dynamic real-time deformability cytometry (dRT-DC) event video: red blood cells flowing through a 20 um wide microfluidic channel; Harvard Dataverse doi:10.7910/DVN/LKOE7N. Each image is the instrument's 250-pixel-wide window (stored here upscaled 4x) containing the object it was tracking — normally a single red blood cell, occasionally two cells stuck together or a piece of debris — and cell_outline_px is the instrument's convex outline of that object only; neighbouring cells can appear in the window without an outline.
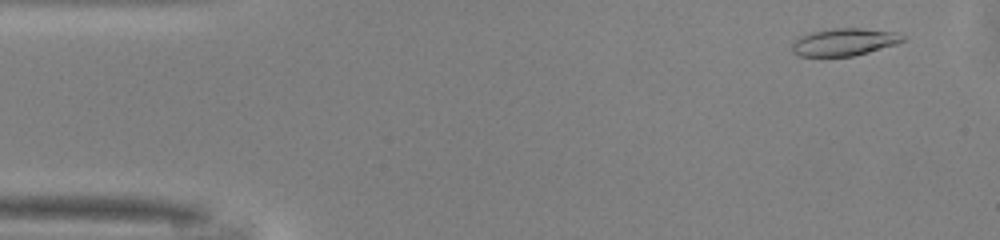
{"species": "common noctule bat (a hibernating species)", "species_latin": "Nyctalus noctula", "temperature_condition": "warm", "stored_images_in_passage": 38, "camera_frame_rate_fps": 3000, "um_per_image_px": 0.085, "animal": {"sex": "male", "body_mass_g": 13.0, "forearm_length_mm": 53.1}, "frame": {"image": 1, "passage_image": 3, "time_ms": 0.667, "image_size_px": [1000, 240], "cell_outline_px": [[904, 40], [896, 44], [868, 52], [852, 56], [800, 56], [792, 52], [792, 44], [796, 36], [812, 32], [832, 28], [860, 28], [896, 32], [904, 36]], "centroid_in_image_um": [71.71, 3.56], "position_along_channel_um": 13.3, "area_um2": 17.69}}
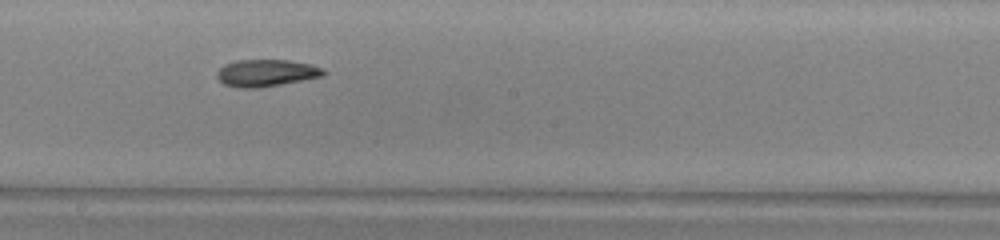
{"frame": {"image": 2, "passage_image": 26, "time_ms": 8.333, "image_size_px": [1000, 240], "cell_outline_px": [[328, 72], [324, 76], [280, 84], [256, 88], [240, 88], [224, 84], [216, 76], [216, 72], [224, 64], [236, 60], [288, 60], [312, 64], [324, 68]], "centroid_in_image_um": [22.66, 6.19], "position_along_channel_um": 225.5, "area_um2": 16.88}}
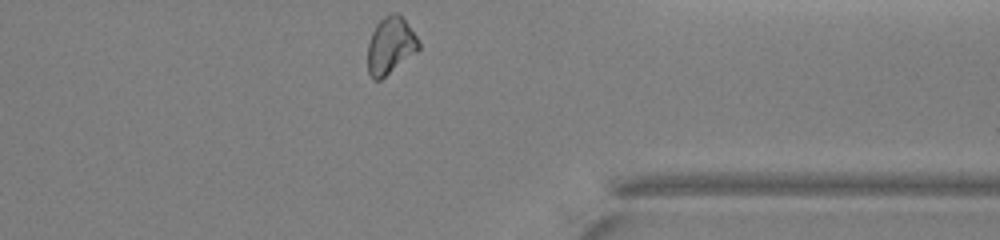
{"frame": {"image": 3, "passage_image": 38, "time_ms": 12.333, "image_size_px": [1000, 240], "cell_outline_px": [[420, 48], [416, 52], [380, 80], [372, 80], [368, 72], [368, 44], [372, 32], [376, 24], [388, 12], [400, 12], [416, 36], [420, 44]], "centroid_in_image_um": [33.18, 3.84], "position_along_channel_um": 378.2, "area_um2": 16.99}, "authors_computed_cell_mechanics": {"area_um2": 17.2822, "velocity_mm_per_s": 4.1068, "shape_relaxation_time_tau1_ms": 7.8437, "shape_relaxation_time_tau2_ms": 3.0575, "deformation_change_tau1": 0.203, "deformation_change_tau2": 0.0921}}